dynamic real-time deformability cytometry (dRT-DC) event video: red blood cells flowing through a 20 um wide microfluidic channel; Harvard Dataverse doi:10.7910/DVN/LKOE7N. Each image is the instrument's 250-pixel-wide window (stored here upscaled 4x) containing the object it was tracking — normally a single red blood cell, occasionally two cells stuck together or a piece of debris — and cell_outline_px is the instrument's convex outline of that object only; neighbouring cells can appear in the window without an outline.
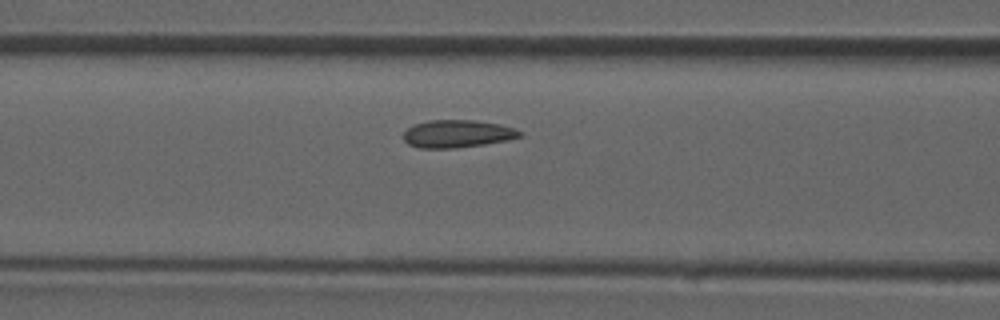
{"species": "common noctule bat (a hibernating species)", "species_latin": "Nyctalus noctula", "temperature_condition": "room temperature", "stored_images_in_passage": 34, "camera_frame_rate_fps": 3000, "um_per_image_px": 0.085, "animal": {"sex": "male", "forearm_length_mm": 52.5}, "frame": {"image": 1, "passage_image": 6, "time_ms": 1.667, "image_size_px": [1000, 320], "cell_outline_px": [[524, 132], [520, 136], [508, 140], [484, 144], [456, 148], [420, 148], [408, 144], [404, 140], [404, 132], [408, 128], [416, 124], [428, 120], [472, 120], [500, 124], [516, 128]], "centroid_in_image_um": [38.9, 11.37], "position_along_channel_um": 127.7, "area_um2": 18.73}}
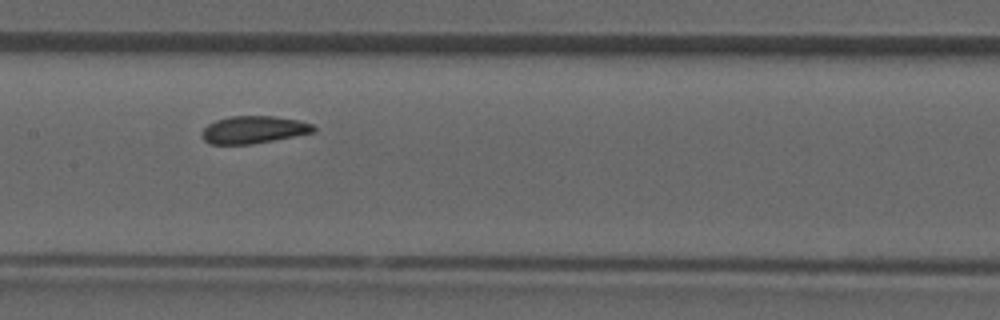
{"frame": {"image": 2, "passage_image": 10, "time_ms": 3.0, "image_size_px": [1000, 320], "cell_outline_px": [[316, 128], [312, 132], [252, 144], [212, 144], [204, 140], [200, 136], [200, 132], [208, 124], [216, 120], [232, 116], [272, 116], [300, 120], [312, 124]], "centroid_in_image_um": [21.51, 11.02], "position_along_channel_um": 185.9, "area_um2": 17.69}}